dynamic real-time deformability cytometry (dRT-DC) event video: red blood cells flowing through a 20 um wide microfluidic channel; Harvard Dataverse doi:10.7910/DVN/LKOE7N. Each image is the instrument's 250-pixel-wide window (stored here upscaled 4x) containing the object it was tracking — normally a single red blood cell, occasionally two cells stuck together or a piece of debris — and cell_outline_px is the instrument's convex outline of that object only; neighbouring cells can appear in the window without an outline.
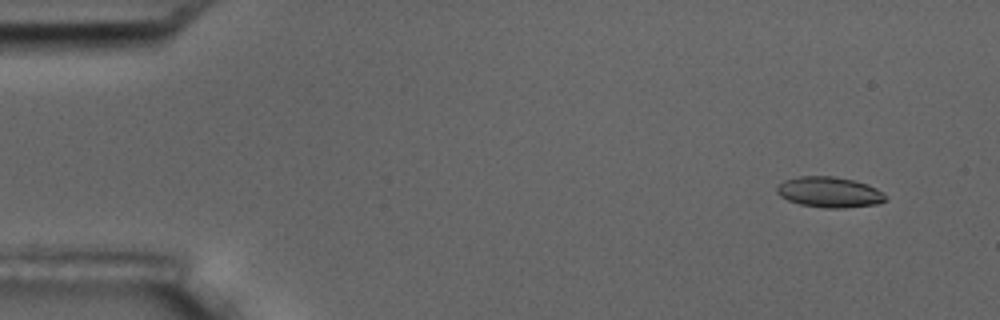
{"species": "common noctule bat (a hibernating species)", "species_latin": "Nyctalus noctula", "temperature_condition": "room temperature", "stored_images_in_passage": 4, "camera_frame_rate_fps": 3000, "um_per_image_px": 0.085, "animal": {"sex": "male", "body_mass_g": 17.5, "forearm_length_mm": 52.3}, "frame": {"image": 1, "passage_image": 1, "time_ms": 0.0, "image_size_px": [1000, 320], "cell_outline_px": [[888, 200], [880, 204], [844, 208], [824, 208], [800, 204], [788, 200], [780, 196], [776, 192], [776, 184], [784, 180], [800, 176], [832, 176], [852, 180], [868, 184], [876, 188]], "centroid_in_image_um": [70.47, 16.34], "position_along_channel_um": 14.5, "area_um2": 19.48}}